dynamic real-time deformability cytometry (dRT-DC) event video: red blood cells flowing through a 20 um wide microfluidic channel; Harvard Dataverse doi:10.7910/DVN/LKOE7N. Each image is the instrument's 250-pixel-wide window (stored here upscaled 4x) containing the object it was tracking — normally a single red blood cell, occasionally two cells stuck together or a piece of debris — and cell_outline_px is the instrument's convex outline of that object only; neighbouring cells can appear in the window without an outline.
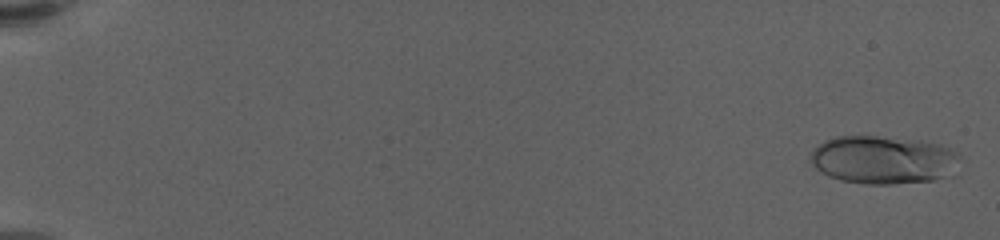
{"species": "human", "species_latin": "Homo sapiens", "temperature_condition": "warm", "stored_images_in_passage": 63, "camera_frame_rate_fps": 3000, "um_per_image_px": 0.085, "donor": {"sex": "female"}, "frame": {"image": 1, "passage_image": 2, "time_ms": 0.333, "image_size_px": [1000, 240], "cell_outline_px": [[964, 160], [944, 176], [932, 180], [892, 184], [864, 184], [840, 180], [828, 176], [820, 172], [812, 164], [812, 148], [824, 140], [836, 136], [876, 136], [920, 140], [940, 144], [960, 152]], "centroid_in_image_um": [75.09, 13.57], "position_along_channel_um": 9.9, "area_um2": 42.25}}
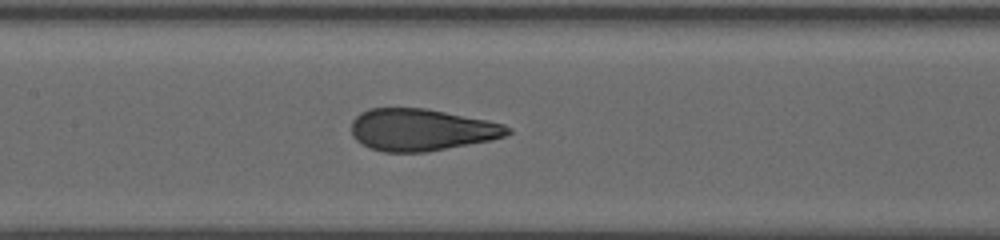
{"frame": {"image": 2, "passage_image": 33, "time_ms": 10.667, "image_size_px": [1000, 240], "cell_outline_px": [[512, 132], [504, 136], [492, 140], [424, 152], [384, 152], [368, 148], [360, 144], [352, 136], [352, 120], [360, 112], [368, 108], [424, 108], [504, 124], [512, 128]], "centroid_in_image_um": [35.77, 11.04], "position_along_channel_um": 171.6, "area_um2": 38.15}}
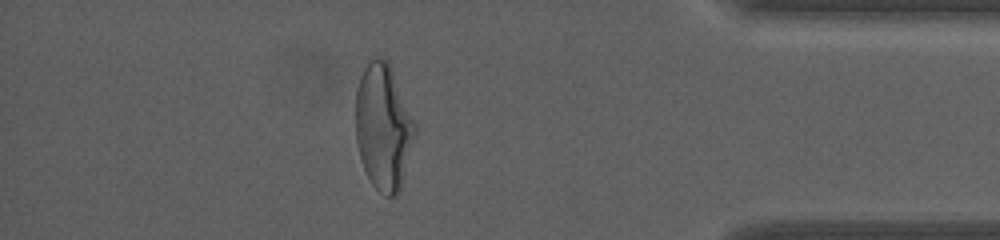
{"frame": {"image": 3, "passage_image": 56, "time_ms": 18.333, "image_size_px": [1000, 240], "cell_outline_px": [[416, 136], [400, 192], [396, 196], [384, 196], [372, 184], [364, 168], [360, 156], [356, 140], [356, 88], [360, 76], [368, 60], [376, 56], [380, 56], [388, 60], [416, 124]], "centroid_in_image_um": [32.6, 10.79], "position_along_channel_um": 402.6, "area_um2": 43.93}, "authors_computed_cell_mechanics": {"area_um2": 39.2462, "velocity_mm_per_s": 3.3871, "shape_relaxation_time_tau1_ms": 6.2963, "shape_relaxation_time_tau2_ms": null, "deformation_change_tau1": 0.2297, "deformation_change_tau2": null}}